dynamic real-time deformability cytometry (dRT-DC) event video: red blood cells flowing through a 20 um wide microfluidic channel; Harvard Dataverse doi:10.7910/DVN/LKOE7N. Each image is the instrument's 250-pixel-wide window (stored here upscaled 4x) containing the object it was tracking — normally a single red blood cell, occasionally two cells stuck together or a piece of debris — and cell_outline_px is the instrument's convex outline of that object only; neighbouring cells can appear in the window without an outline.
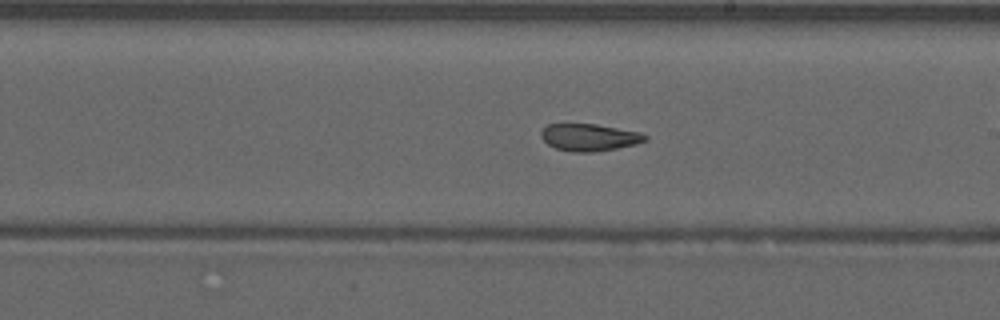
{"species": "common noctule bat (a hibernating species)", "species_latin": "Nyctalus noctula", "temperature_condition": "warm", "stored_images_in_passage": 54, "camera_frame_rate_fps": 3000, "um_per_image_px": 0.085, "animal": {"sex": "male", "forearm_length_mm": 52.5}, "frame": {"image": 1, "passage_image": 31, "time_ms": 10.0, "image_size_px": [1000, 320], "cell_outline_px": [[648, 140], [636, 144], [616, 148], [592, 152], [576, 152], [556, 148], [548, 144], [540, 136], [540, 132], [548, 124], [596, 124], [640, 132], [648, 136]], "centroid_in_image_um": [50.11, 11.67], "position_along_channel_um": 238.9, "area_um2": 16.36}, "authors_computed_cell_mechanics": {"area_um2": 18.0625, "velocity_mm_per_s": 3.9488, "shape_relaxation_time_tau1_ms": null, "shape_relaxation_time_tau2_ms": 2.4425, "deformation_change_tau1": null, "deformation_change_tau2": 0.0965}}